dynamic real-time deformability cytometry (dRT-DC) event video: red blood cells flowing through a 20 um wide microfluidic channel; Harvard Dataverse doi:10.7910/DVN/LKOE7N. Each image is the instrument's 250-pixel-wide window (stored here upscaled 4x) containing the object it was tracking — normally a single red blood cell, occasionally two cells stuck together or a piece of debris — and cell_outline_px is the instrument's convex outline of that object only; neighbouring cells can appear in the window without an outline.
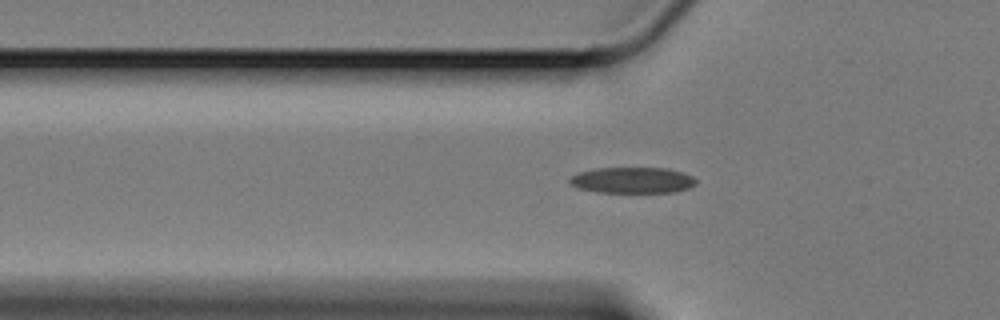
{"species": "Egyptian fruit bat (a non-hibernating species)", "species_latin": "Rousettus aegyptiacus", "temperature_condition": "cold", "stored_images_in_passage": 41, "camera_frame_rate_fps": 3000, "um_per_image_px": 0.085, "animal": {"sex": "female"}, "frame": {"image": 1, "passage_image": 2, "time_ms": 0.333, "image_size_px": [1000, 320], "cell_outline_px": [[696, 184], [688, 188], [676, 192], [596, 192], [576, 188], [568, 184], [568, 176], [580, 172], [596, 168], [668, 168], [684, 172], [692, 176], [696, 180]], "centroid_in_image_um": [53.71, 15.32], "position_along_channel_um": 72.1, "area_um2": 19.42}}
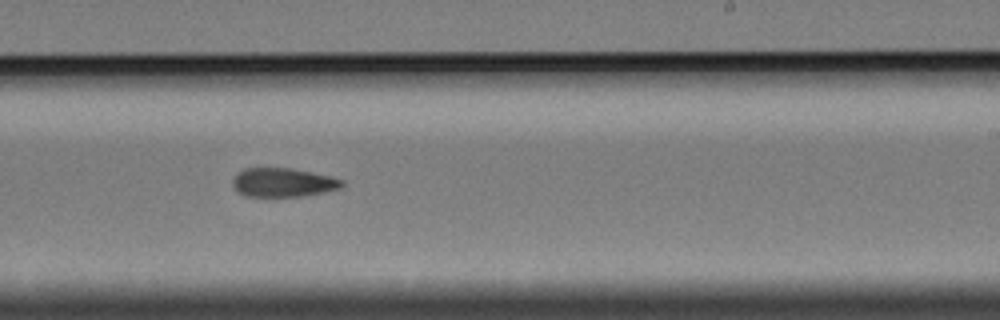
{"frame": {"image": 2, "passage_image": 19, "time_ms": 6.0, "image_size_px": [1000, 320], "cell_outline_px": [[344, 184], [340, 188], [324, 192], [304, 196], [244, 196], [236, 192], [232, 184], [232, 180], [244, 168], [288, 168], [332, 176], [344, 180]], "centroid_in_image_um": [24.06, 15.52], "position_along_channel_um": 264.9, "area_um2": 18.38}}
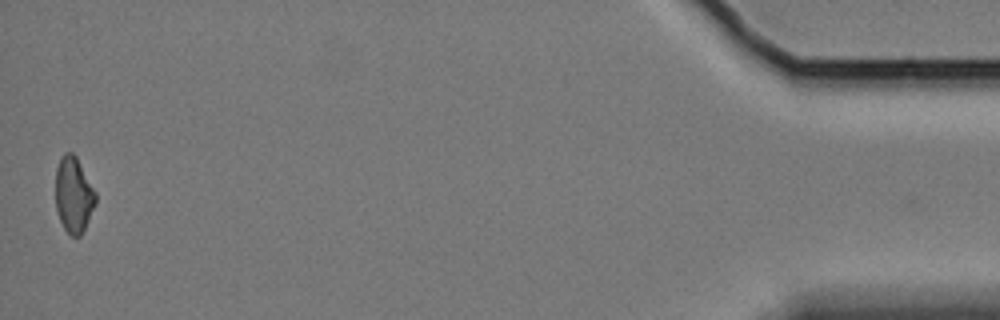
{"frame": {"image": 3, "passage_image": 41, "time_ms": 13.333, "image_size_px": [1000, 320], "cell_outline_px": [[96, 204], [80, 236], [72, 236], [64, 228], [60, 220], [56, 208], [56, 168], [64, 152], [72, 152], [76, 156], [96, 192]], "centroid_in_image_um": [6.26, 16.54], "position_along_channel_um": 428.9, "area_um2": 17.51}, "authors_computed_cell_mechanics": {"area_um2": 18.9006, "velocity_mm_per_s": 3.3965, "shape_relaxation_time_tau1_ms": 8.2605, "shape_relaxation_time_tau2_ms": 7.4926, "deformation_change_tau1": 0.1542, "deformation_change_tau2": 0.1542}}